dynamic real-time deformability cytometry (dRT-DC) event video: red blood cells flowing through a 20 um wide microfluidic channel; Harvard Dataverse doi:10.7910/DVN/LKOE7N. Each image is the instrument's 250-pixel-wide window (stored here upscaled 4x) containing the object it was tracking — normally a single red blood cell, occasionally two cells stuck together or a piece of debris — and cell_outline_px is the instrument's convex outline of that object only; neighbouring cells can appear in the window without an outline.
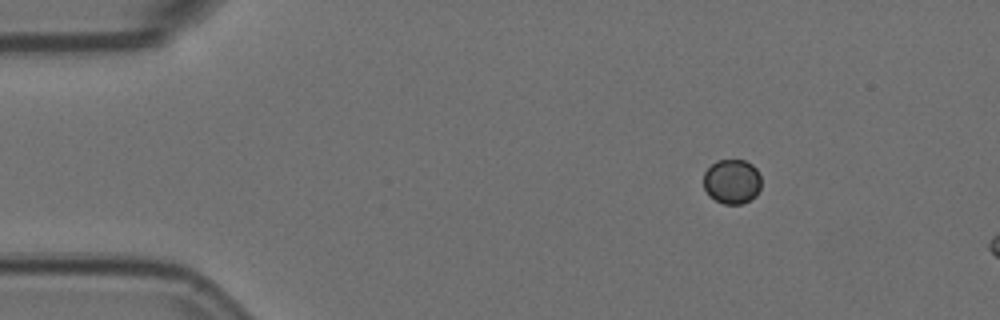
{"species": "Egyptian fruit bat (a non-hibernating species)", "species_latin": "Rousettus aegyptiacus", "temperature_condition": "room temperature", "stored_images_in_passage": 3, "camera_frame_rate_fps": 3000, "um_per_image_px": 0.085, "animal": {"sex": "female"}, "frame": {"image": 1, "passage_image": 1, "time_ms": 0.0, "image_size_px": [1000, 320], "cell_outline_px": [[760, 188], [756, 196], [740, 204], [724, 204], [716, 200], [704, 188], [704, 172], [716, 160], [744, 160], [752, 164], [756, 168], [760, 176]], "centroid_in_image_um": [62.23, 15.41], "position_along_channel_um": 22.8, "area_um2": 14.85}}